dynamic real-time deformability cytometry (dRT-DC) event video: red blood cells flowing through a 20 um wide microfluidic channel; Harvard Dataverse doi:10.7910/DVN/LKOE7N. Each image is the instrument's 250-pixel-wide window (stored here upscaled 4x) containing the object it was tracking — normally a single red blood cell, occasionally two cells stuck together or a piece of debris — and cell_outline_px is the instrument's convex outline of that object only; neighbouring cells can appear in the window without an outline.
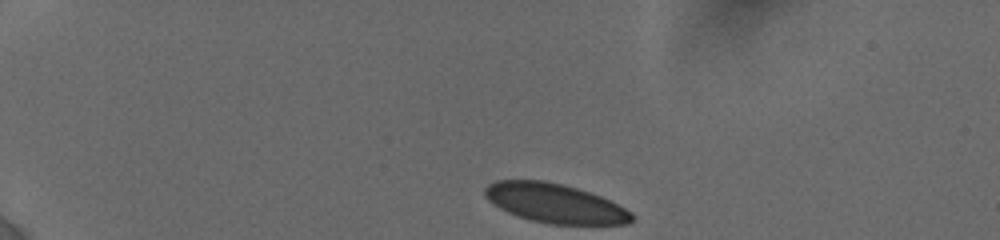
{"species": "human", "species_latin": "Homo sapiens", "temperature_condition": "cold", "stored_images_in_passage": 64, "camera_frame_rate_fps": 3000, "um_per_image_px": 0.085, "donor": {"sex": "female"}, "frame": {"image": 1, "passage_image": 1, "time_ms": 0.0, "image_size_px": [1000, 240], "cell_outline_px": [[636, 216], [628, 224], [548, 224], [528, 220], [508, 212], [492, 204], [484, 196], [484, 188], [488, 184], [496, 180], [544, 180], [576, 188], [600, 196], [632, 212]], "centroid_in_image_um": [47.13, 17.28], "position_along_channel_um": 37.9, "area_um2": 33.58}}
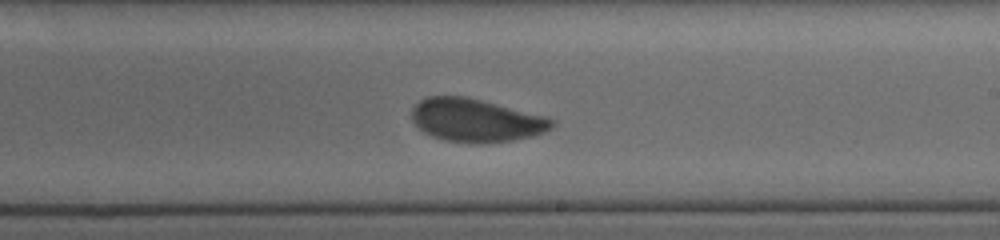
{"frame": {"image": 2, "passage_image": 27, "time_ms": 7.667, "image_size_px": [1000, 240], "cell_outline_px": [[556, 124], [544, 132], [532, 136], [512, 140], [488, 144], [476, 144], [444, 140], [432, 136], [424, 132], [412, 120], [412, 108], [420, 100], [428, 96], [464, 96], [544, 116], [556, 120]], "centroid_in_image_um": [40.45, 10.24], "position_along_channel_um": 248.6, "area_um2": 35.08}}
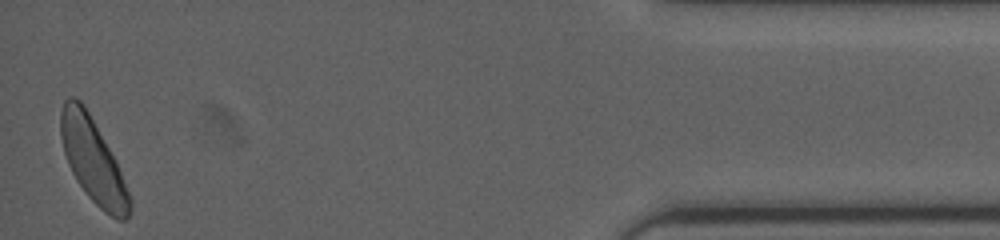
{"frame": {"image": 3, "passage_image": 61, "time_ms": 14.0, "image_size_px": [1000, 240], "cell_outline_px": [[132, 208], [128, 216], [124, 220], [116, 220], [104, 212], [88, 196], [76, 180], [68, 164], [64, 152], [60, 136], [60, 112], [64, 100], [68, 96], [76, 96], [84, 104], [116, 160], [132, 200]], "centroid_in_image_um": [7.89, 13.63], "position_along_channel_um": 427.3, "area_um2": 33.87}, "authors_computed_cell_mechanics": {"area_um2": 34.5933, "velocity_mm_per_s": 3.795, "shape_relaxation_time_tau1_ms": 6.6288, "shape_relaxation_time_tau2_ms": null, "deformation_change_tau1": 0.1376, "deformation_change_tau2": null}}